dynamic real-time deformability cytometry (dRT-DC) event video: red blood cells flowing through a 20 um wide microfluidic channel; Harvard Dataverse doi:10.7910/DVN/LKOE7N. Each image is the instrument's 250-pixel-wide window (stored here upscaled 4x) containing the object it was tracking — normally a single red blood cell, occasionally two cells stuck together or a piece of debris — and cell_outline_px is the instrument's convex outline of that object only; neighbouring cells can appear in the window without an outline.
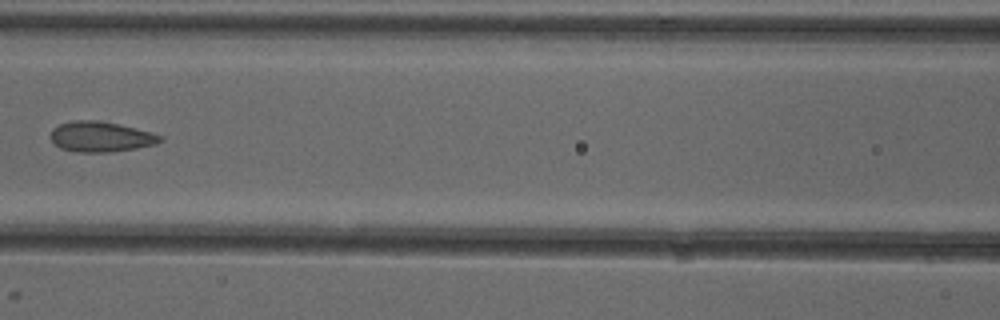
{"species": "common noctule bat (a hibernating species)", "species_latin": "Nyctalus noctula", "temperature_condition": "cold", "stored_images_in_passage": 4, "camera_frame_rate_fps": 3000, "um_per_image_px": 0.085, "animal": {"sex": "female"}, "frame": {"image": 1, "passage_image": 4, "time_ms": 3.667, "image_size_px": [1000, 320], "cell_outline_px": [[164, 140], [156, 144], [136, 148], [108, 152], [80, 152], [60, 148], [48, 136], [52, 128], [60, 124], [76, 120], [100, 120], [152, 132], [160, 136]], "centroid_in_image_um": [8.54, 11.61], "position_along_channel_um": 158.1, "area_um2": 19.31}}